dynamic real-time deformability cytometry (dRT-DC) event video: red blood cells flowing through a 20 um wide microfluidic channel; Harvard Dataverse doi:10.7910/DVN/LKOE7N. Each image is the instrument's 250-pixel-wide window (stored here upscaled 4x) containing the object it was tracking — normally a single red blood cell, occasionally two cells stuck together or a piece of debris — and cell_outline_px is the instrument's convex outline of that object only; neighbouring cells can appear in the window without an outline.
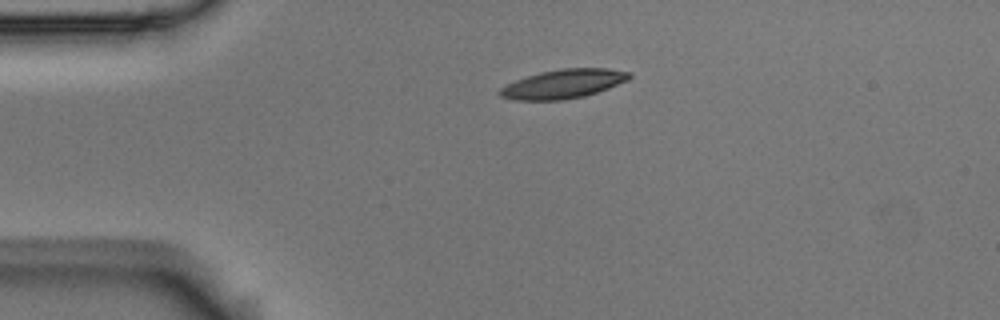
{"species": "Egyptian fruit bat (a non-hibernating species)", "species_latin": "Rousettus aegyptiacus", "temperature_condition": "room temperature", "stored_images_in_passage": 2, "camera_frame_rate_fps": 3000, "um_per_image_px": 0.085, "animal": {"sex": "male"}, "frame": {"image": 1, "passage_image": 1, "time_ms": 0.0, "image_size_px": [1000, 320], "cell_outline_px": [[632, 76], [628, 80], [608, 88], [584, 96], [564, 100], [512, 100], [500, 96], [496, 92], [500, 88], [516, 80], [540, 72], [560, 68], [608, 68], [632, 72]], "centroid_in_image_um": [47.89, 7.13], "position_along_channel_um": 37.1, "area_um2": 21.96}}